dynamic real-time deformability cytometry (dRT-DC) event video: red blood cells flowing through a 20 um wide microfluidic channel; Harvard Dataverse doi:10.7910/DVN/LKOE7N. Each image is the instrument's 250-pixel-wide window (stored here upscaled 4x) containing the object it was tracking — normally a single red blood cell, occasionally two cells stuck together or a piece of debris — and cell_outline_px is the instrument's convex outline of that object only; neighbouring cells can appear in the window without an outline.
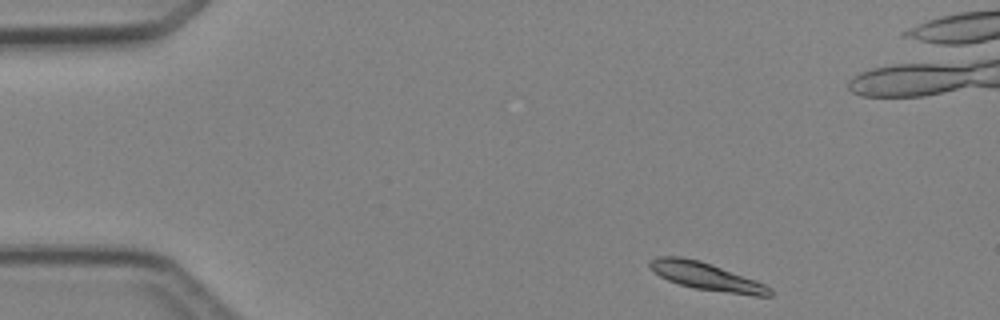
{"species": "Egyptian fruit bat (a non-hibernating species)", "species_latin": "Rousettus aegyptiacus", "temperature_condition": "cold", "stored_images_in_passage": 4, "camera_frame_rate_fps": 3000, "um_per_image_px": 0.085, "animal": {"sex": "female"}, "frame": {"image": 1, "passage_image": 1, "time_ms": 0.0, "image_size_px": [1000, 320], "cell_outline_px": [[772, 296], [752, 296], [692, 288], [668, 280], [660, 276], [648, 264], [648, 260], [656, 256], [680, 256], [700, 260], [756, 280], [772, 288]], "centroid_in_image_um": [60.06, 23.5], "position_along_channel_um": 24.9, "area_um2": 19.42}}